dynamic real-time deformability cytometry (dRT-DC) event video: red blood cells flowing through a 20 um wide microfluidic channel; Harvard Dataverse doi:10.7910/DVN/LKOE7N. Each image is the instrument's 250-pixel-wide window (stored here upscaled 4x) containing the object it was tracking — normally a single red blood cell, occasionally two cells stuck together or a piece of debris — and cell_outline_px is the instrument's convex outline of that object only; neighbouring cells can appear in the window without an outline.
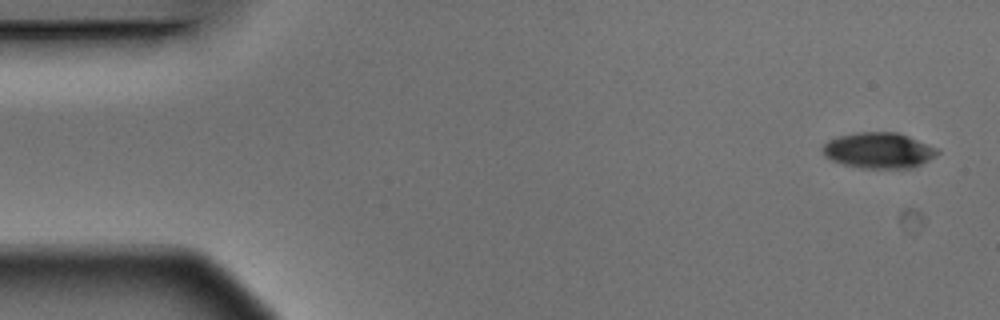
{"species": "Egyptian fruit bat (a non-hibernating species)", "species_latin": "Rousettus aegyptiacus", "temperature_condition": "warm", "stored_images_in_passage": 4, "camera_frame_rate_fps": 3000, "um_per_image_px": 0.085, "animal": {"sex": "male"}, "frame": {"image": 1, "passage_image": 1, "time_ms": 0.0, "image_size_px": [1000, 320], "cell_outline_px": [[940, 152], [936, 156], [912, 168], [860, 168], [844, 164], [832, 160], [824, 156], [820, 148], [828, 140], [840, 136], [856, 132], [896, 132], [908, 136], [936, 148]], "centroid_in_image_um": [74.66, 12.78], "position_along_channel_um": 10.3, "area_um2": 23.81}}
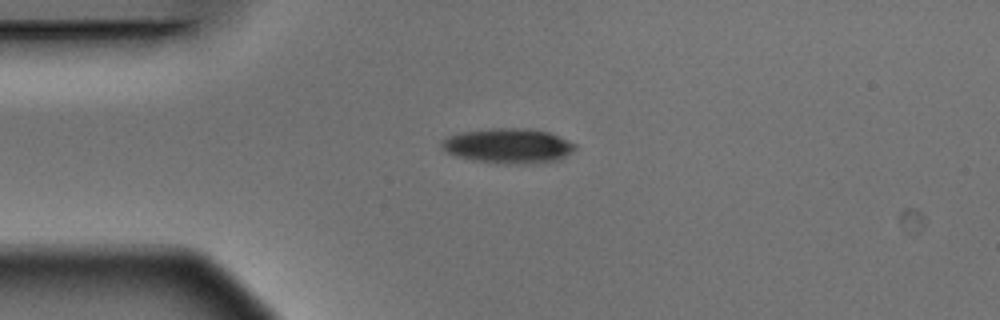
{"frame": {"image": 2, "passage_image": 4, "time_ms": 1.0, "image_size_px": [1000, 320], "cell_outline_px": [[576, 148], [560, 160], [528, 164], [472, 160], [456, 156], [444, 152], [440, 144], [448, 136], [464, 132], [488, 128], [528, 128], [548, 132], [568, 140], [576, 144]], "centroid_in_image_um": [43.21, 12.39], "position_along_channel_um": 41.8, "area_um2": 26.93}}